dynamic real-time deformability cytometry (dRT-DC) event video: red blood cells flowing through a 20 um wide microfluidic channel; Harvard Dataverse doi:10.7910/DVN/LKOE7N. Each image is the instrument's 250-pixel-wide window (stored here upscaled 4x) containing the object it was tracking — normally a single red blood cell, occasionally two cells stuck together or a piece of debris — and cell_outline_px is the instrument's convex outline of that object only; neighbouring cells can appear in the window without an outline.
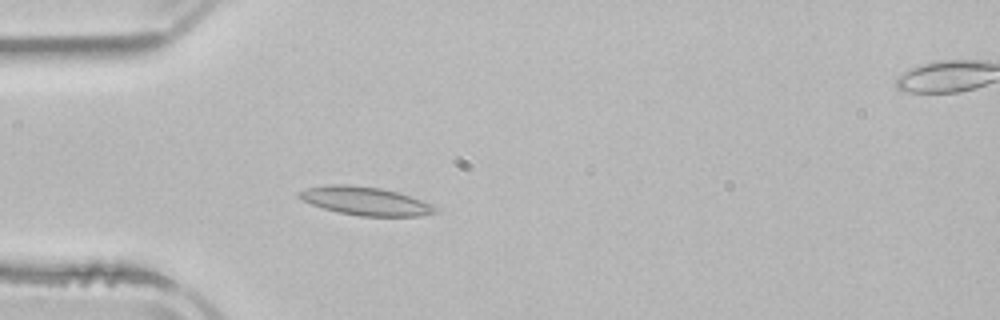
{"species": "common noctule bat (a hibernating species)", "species_latin": "Nyctalus noctula", "temperature_condition": "room temperature", "stored_images_in_passage": 3, "camera_frame_rate_fps": 3000, "um_per_image_px": 0.085, "animal": {"sex": "male", "body_mass_g": 21.5, "forearm_length_mm": 52.0}, "frame": {"image": 1, "passage_image": 2, "time_ms": 2.333, "image_size_px": [1000, 320], "cell_outline_px": [[440, 208], [436, 212], [420, 216], [360, 216], [340, 212], [324, 208], [312, 204], [296, 196], [296, 192], [308, 188], [328, 184], [348, 184], [380, 188], [396, 192], [432, 204]], "centroid_in_image_um": [31.05, 17.08], "position_along_channel_um": 53.9, "area_um2": 22.31}}